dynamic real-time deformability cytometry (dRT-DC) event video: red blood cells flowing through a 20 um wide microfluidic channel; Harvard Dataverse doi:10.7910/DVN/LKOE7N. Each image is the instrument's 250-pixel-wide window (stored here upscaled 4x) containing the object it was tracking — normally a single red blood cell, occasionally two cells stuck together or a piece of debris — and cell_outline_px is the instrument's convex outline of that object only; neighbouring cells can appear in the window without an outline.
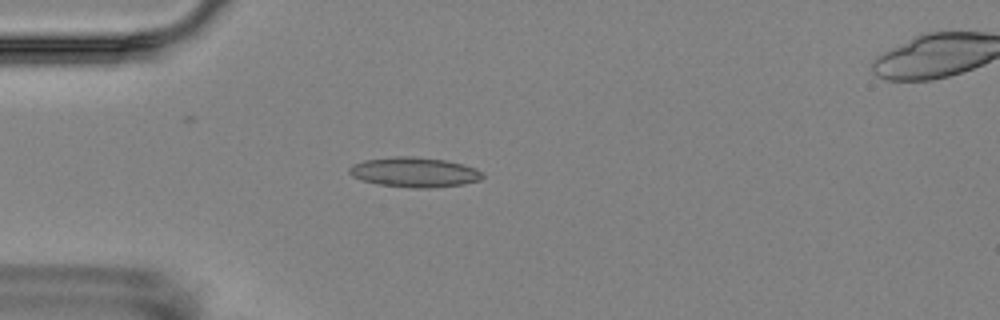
{"species": "Egyptian fruit bat (a non-hibernating species)", "species_latin": "Rousettus aegyptiacus", "temperature_condition": "room temperature", "stored_images_in_passage": 3, "camera_frame_rate_fps": 3000, "um_per_image_px": 0.085, "animal": {"sex": "female"}, "frame": {"image": 1, "passage_image": 2, "time_ms": 1.0, "image_size_px": [1000, 320], "cell_outline_px": [[484, 176], [480, 180], [464, 184], [428, 188], [412, 188], [380, 184], [364, 180], [352, 176], [348, 172], [348, 168], [352, 164], [364, 160], [396, 156], [412, 156], [444, 160], [476, 168], [484, 172]], "centroid_in_image_um": [35.23, 14.63], "position_along_channel_um": 49.8, "area_um2": 23.12}}